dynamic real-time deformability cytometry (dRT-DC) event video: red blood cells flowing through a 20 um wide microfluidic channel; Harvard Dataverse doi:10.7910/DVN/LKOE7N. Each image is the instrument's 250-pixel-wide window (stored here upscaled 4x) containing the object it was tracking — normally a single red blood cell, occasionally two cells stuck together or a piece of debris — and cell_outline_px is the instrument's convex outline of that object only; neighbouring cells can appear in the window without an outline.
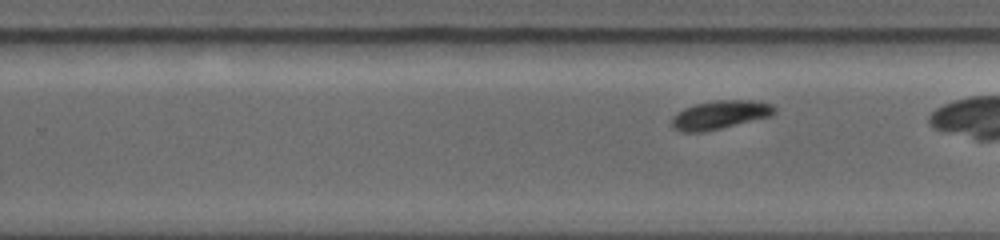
{"species": "common noctule bat (a hibernating species)", "species_latin": "Nyctalus noctula", "temperature_condition": "warm", "stored_images_in_passage": 16, "camera_frame_rate_fps": 5000, "um_per_image_px": 0.085, "animal": {"sex": "female", "body_mass_g": 19.0, "forearm_length_mm": 56.7}, "frame": {"image": 1, "passage_image": 14, "time_ms": 4.8, "image_size_px": [1000, 240], "cell_outline_px": [[776, 112], [768, 116], [720, 128], [700, 132], [684, 132], [676, 128], [672, 124], [672, 120], [684, 108], [696, 104], [712, 100], [752, 100], [772, 104], [776, 108]], "centroid_in_image_um": [61.23, 9.73], "position_along_channel_um": 268.6, "area_um2": 16.53}}